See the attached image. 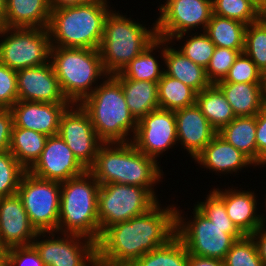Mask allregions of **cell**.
<instances>
[{"label": "cell", "mask_w": 266, "mask_h": 266, "mask_svg": "<svg viewBox=\"0 0 266 266\" xmlns=\"http://www.w3.org/2000/svg\"><path fill=\"white\" fill-rule=\"evenodd\" d=\"M266 15V0H251Z\"/></svg>", "instance_id": "f907efd6"}, {"label": "cell", "mask_w": 266, "mask_h": 266, "mask_svg": "<svg viewBox=\"0 0 266 266\" xmlns=\"http://www.w3.org/2000/svg\"><path fill=\"white\" fill-rule=\"evenodd\" d=\"M112 4L109 0H52V8L72 7L80 4Z\"/></svg>", "instance_id": "7dc6e473"}, {"label": "cell", "mask_w": 266, "mask_h": 266, "mask_svg": "<svg viewBox=\"0 0 266 266\" xmlns=\"http://www.w3.org/2000/svg\"><path fill=\"white\" fill-rule=\"evenodd\" d=\"M207 193L206 197L205 195L203 197L205 200H198L193 205L211 220L213 224L219 226H236L227 215L224 201L212 189Z\"/></svg>", "instance_id": "60d3db41"}, {"label": "cell", "mask_w": 266, "mask_h": 266, "mask_svg": "<svg viewBox=\"0 0 266 266\" xmlns=\"http://www.w3.org/2000/svg\"><path fill=\"white\" fill-rule=\"evenodd\" d=\"M8 266H45L36 248L31 245L6 250Z\"/></svg>", "instance_id": "7bdbcfd3"}, {"label": "cell", "mask_w": 266, "mask_h": 266, "mask_svg": "<svg viewBox=\"0 0 266 266\" xmlns=\"http://www.w3.org/2000/svg\"><path fill=\"white\" fill-rule=\"evenodd\" d=\"M203 171L220 176H236L244 168L256 165L241 151L229 144L218 133L211 142L192 160ZM222 174V175H221ZM232 174V175H231Z\"/></svg>", "instance_id": "ffe728a7"}, {"label": "cell", "mask_w": 266, "mask_h": 266, "mask_svg": "<svg viewBox=\"0 0 266 266\" xmlns=\"http://www.w3.org/2000/svg\"><path fill=\"white\" fill-rule=\"evenodd\" d=\"M36 177L64 182L80 176L87 169L76 159L65 141L59 136H49L39 159L28 170Z\"/></svg>", "instance_id": "2e32d148"}, {"label": "cell", "mask_w": 266, "mask_h": 266, "mask_svg": "<svg viewBox=\"0 0 266 266\" xmlns=\"http://www.w3.org/2000/svg\"><path fill=\"white\" fill-rule=\"evenodd\" d=\"M160 163L161 160L140 152L132 142L103 143L88 171L100 185L141 186L159 199L157 185L163 182L165 175Z\"/></svg>", "instance_id": "7a4b0ae2"}, {"label": "cell", "mask_w": 266, "mask_h": 266, "mask_svg": "<svg viewBox=\"0 0 266 266\" xmlns=\"http://www.w3.org/2000/svg\"><path fill=\"white\" fill-rule=\"evenodd\" d=\"M257 167H266V105L256 114Z\"/></svg>", "instance_id": "ee69618b"}, {"label": "cell", "mask_w": 266, "mask_h": 266, "mask_svg": "<svg viewBox=\"0 0 266 266\" xmlns=\"http://www.w3.org/2000/svg\"><path fill=\"white\" fill-rule=\"evenodd\" d=\"M244 50H233L225 47H215L214 53L206 68V75L211 84H216L227 75L235 59Z\"/></svg>", "instance_id": "f35d334b"}, {"label": "cell", "mask_w": 266, "mask_h": 266, "mask_svg": "<svg viewBox=\"0 0 266 266\" xmlns=\"http://www.w3.org/2000/svg\"><path fill=\"white\" fill-rule=\"evenodd\" d=\"M251 237L255 241L259 257L261 258L263 265L266 266V228L259 227Z\"/></svg>", "instance_id": "bcb514c9"}, {"label": "cell", "mask_w": 266, "mask_h": 266, "mask_svg": "<svg viewBox=\"0 0 266 266\" xmlns=\"http://www.w3.org/2000/svg\"><path fill=\"white\" fill-rule=\"evenodd\" d=\"M115 8L116 6L106 17L99 48L102 64L108 75L120 73L133 58L157 39L156 20L149 27L145 21L141 24L139 19L128 17Z\"/></svg>", "instance_id": "277c9868"}, {"label": "cell", "mask_w": 266, "mask_h": 266, "mask_svg": "<svg viewBox=\"0 0 266 266\" xmlns=\"http://www.w3.org/2000/svg\"><path fill=\"white\" fill-rule=\"evenodd\" d=\"M176 204L161 200L147 213L108 227L97 242V260L127 266L165 245L176 233Z\"/></svg>", "instance_id": "6da1fadb"}, {"label": "cell", "mask_w": 266, "mask_h": 266, "mask_svg": "<svg viewBox=\"0 0 266 266\" xmlns=\"http://www.w3.org/2000/svg\"><path fill=\"white\" fill-rule=\"evenodd\" d=\"M58 135L87 170L93 165L98 150L104 143L80 104H71L62 114Z\"/></svg>", "instance_id": "9a60e30c"}, {"label": "cell", "mask_w": 266, "mask_h": 266, "mask_svg": "<svg viewBox=\"0 0 266 266\" xmlns=\"http://www.w3.org/2000/svg\"><path fill=\"white\" fill-rule=\"evenodd\" d=\"M45 266H92L97 243L75 234L39 232L32 242Z\"/></svg>", "instance_id": "7c38bea8"}, {"label": "cell", "mask_w": 266, "mask_h": 266, "mask_svg": "<svg viewBox=\"0 0 266 266\" xmlns=\"http://www.w3.org/2000/svg\"><path fill=\"white\" fill-rule=\"evenodd\" d=\"M196 92L178 79L163 74L158 81V101L161 109L176 111L196 103Z\"/></svg>", "instance_id": "d6a6232c"}, {"label": "cell", "mask_w": 266, "mask_h": 266, "mask_svg": "<svg viewBox=\"0 0 266 266\" xmlns=\"http://www.w3.org/2000/svg\"><path fill=\"white\" fill-rule=\"evenodd\" d=\"M71 103H42L18 100L10 109L13 127H21L49 136L58 135L60 119Z\"/></svg>", "instance_id": "7402d4cb"}, {"label": "cell", "mask_w": 266, "mask_h": 266, "mask_svg": "<svg viewBox=\"0 0 266 266\" xmlns=\"http://www.w3.org/2000/svg\"><path fill=\"white\" fill-rule=\"evenodd\" d=\"M26 171L10 151L0 152V198L17 193Z\"/></svg>", "instance_id": "8d00e7d4"}, {"label": "cell", "mask_w": 266, "mask_h": 266, "mask_svg": "<svg viewBox=\"0 0 266 266\" xmlns=\"http://www.w3.org/2000/svg\"><path fill=\"white\" fill-rule=\"evenodd\" d=\"M122 86L127 107L138 121L149 112L160 108L158 101V82L136 81L115 78Z\"/></svg>", "instance_id": "4316f807"}, {"label": "cell", "mask_w": 266, "mask_h": 266, "mask_svg": "<svg viewBox=\"0 0 266 266\" xmlns=\"http://www.w3.org/2000/svg\"><path fill=\"white\" fill-rule=\"evenodd\" d=\"M159 52L157 55L156 53ZM156 56V57H155ZM160 59L158 60V58ZM164 74V40L157 38L141 54L133 58L114 78L158 82Z\"/></svg>", "instance_id": "d4e9b609"}, {"label": "cell", "mask_w": 266, "mask_h": 266, "mask_svg": "<svg viewBox=\"0 0 266 266\" xmlns=\"http://www.w3.org/2000/svg\"><path fill=\"white\" fill-rule=\"evenodd\" d=\"M189 252L175 235L165 245L130 262L127 266H187Z\"/></svg>", "instance_id": "1f68e13d"}, {"label": "cell", "mask_w": 266, "mask_h": 266, "mask_svg": "<svg viewBox=\"0 0 266 266\" xmlns=\"http://www.w3.org/2000/svg\"><path fill=\"white\" fill-rule=\"evenodd\" d=\"M13 125L11 109L0 108V152L9 151Z\"/></svg>", "instance_id": "f6af8a7d"}, {"label": "cell", "mask_w": 266, "mask_h": 266, "mask_svg": "<svg viewBox=\"0 0 266 266\" xmlns=\"http://www.w3.org/2000/svg\"><path fill=\"white\" fill-rule=\"evenodd\" d=\"M160 199L147 188L118 183L100 185L98 220L101 234L110 226L147 213Z\"/></svg>", "instance_id": "9c48e42d"}, {"label": "cell", "mask_w": 266, "mask_h": 266, "mask_svg": "<svg viewBox=\"0 0 266 266\" xmlns=\"http://www.w3.org/2000/svg\"><path fill=\"white\" fill-rule=\"evenodd\" d=\"M175 112L178 147L193 160L218 133L195 103ZM180 144V145H179Z\"/></svg>", "instance_id": "44dd1931"}, {"label": "cell", "mask_w": 266, "mask_h": 266, "mask_svg": "<svg viewBox=\"0 0 266 266\" xmlns=\"http://www.w3.org/2000/svg\"><path fill=\"white\" fill-rule=\"evenodd\" d=\"M6 0H0V28L4 27Z\"/></svg>", "instance_id": "681fc988"}, {"label": "cell", "mask_w": 266, "mask_h": 266, "mask_svg": "<svg viewBox=\"0 0 266 266\" xmlns=\"http://www.w3.org/2000/svg\"><path fill=\"white\" fill-rule=\"evenodd\" d=\"M233 186L223 189L217 185L211 189L224 201L227 215L237 228L244 235H251L261 227V198L255 193L256 188L243 190V187Z\"/></svg>", "instance_id": "d6986e66"}, {"label": "cell", "mask_w": 266, "mask_h": 266, "mask_svg": "<svg viewBox=\"0 0 266 266\" xmlns=\"http://www.w3.org/2000/svg\"><path fill=\"white\" fill-rule=\"evenodd\" d=\"M92 266H107V265L97 260Z\"/></svg>", "instance_id": "11a10c76"}, {"label": "cell", "mask_w": 266, "mask_h": 266, "mask_svg": "<svg viewBox=\"0 0 266 266\" xmlns=\"http://www.w3.org/2000/svg\"><path fill=\"white\" fill-rule=\"evenodd\" d=\"M218 134L246 155L257 167L256 115L236 116Z\"/></svg>", "instance_id": "83f0119b"}, {"label": "cell", "mask_w": 266, "mask_h": 266, "mask_svg": "<svg viewBox=\"0 0 266 266\" xmlns=\"http://www.w3.org/2000/svg\"><path fill=\"white\" fill-rule=\"evenodd\" d=\"M159 2L156 18L157 38L204 31L213 14L212 0H164ZM161 4V5H160ZM201 29V30H200Z\"/></svg>", "instance_id": "4fadbf2b"}, {"label": "cell", "mask_w": 266, "mask_h": 266, "mask_svg": "<svg viewBox=\"0 0 266 266\" xmlns=\"http://www.w3.org/2000/svg\"><path fill=\"white\" fill-rule=\"evenodd\" d=\"M18 99L42 103H70L63 95L51 62L16 71Z\"/></svg>", "instance_id": "e0dca14e"}, {"label": "cell", "mask_w": 266, "mask_h": 266, "mask_svg": "<svg viewBox=\"0 0 266 266\" xmlns=\"http://www.w3.org/2000/svg\"><path fill=\"white\" fill-rule=\"evenodd\" d=\"M170 41L177 46L179 45L176 48L187 58L205 69L209 65L216 47L204 31L184 33L173 37ZM175 41L181 45L175 43Z\"/></svg>", "instance_id": "836d02e7"}, {"label": "cell", "mask_w": 266, "mask_h": 266, "mask_svg": "<svg viewBox=\"0 0 266 266\" xmlns=\"http://www.w3.org/2000/svg\"><path fill=\"white\" fill-rule=\"evenodd\" d=\"M244 53L261 71L266 68V15L247 25Z\"/></svg>", "instance_id": "e575fe53"}, {"label": "cell", "mask_w": 266, "mask_h": 266, "mask_svg": "<svg viewBox=\"0 0 266 266\" xmlns=\"http://www.w3.org/2000/svg\"><path fill=\"white\" fill-rule=\"evenodd\" d=\"M196 104L217 132L236 117L224 93L216 84L197 93Z\"/></svg>", "instance_id": "f1b7e54d"}, {"label": "cell", "mask_w": 266, "mask_h": 266, "mask_svg": "<svg viewBox=\"0 0 266 266\" xmlns=\"http://www.w3.org/2000/svg\"><path fill=\"white\" fill-rule=\"evenodd\" d=\"M265 192H266V190H265ZM264 197H265V199H264ZM264 197H263V200H264V202L261 204L262 206V208H264L265 207V209H263L264 211V213H261V227H264V228H266V215H265V213H266V194L264 195ZM265 203V205H264V207H263V204Z\"/></svg>", "instance_id": "816d5d0a"}, {"label": "cell", "mask_w": 266, "mask_h": 266, "mask_svg": "<svg viewBox=\"0 0 266 266\" xmlns=\"http://www.w3.org/2000/svg\"><path fill=\"white\" fill-rule=\"evenodd\" d=\"M0 266H8V258H7V252L4 250L0 254Z\"/></svg>", "instance_id": "db71d44e"}, {"label": "cell", "mask_w": 266, "mask_h": 266, "mask_svg": "<svg viewBox=\"0 0 266 266\" xmlns=\"http://www.w3.org/2000/svg\"><path fill=\"white\" fill-rule=\"evenodd\" d=\"M218 82L261 83V70L243 52L235 59L225 78Z\"/></svg>", "instance_id": "ab89813d"}, {"label": "cell", "mask_w": 266, "mask_h": 266, "mask_svg": "<svg viewBox=\"0 0 266 266\" xmlns=\"http://www.w3.org/2000/svg\"><path fill=\"white\" fill-rule=\"evenodd\" d=\"M223 262L224 266H264L251 235L237 239Z\"/></svg>", "instance_id": "74e56055"}, {"label": "cell", "mask_w": 266, "mask_h": 266, "mask_svg": "<svg viewBox=\"0 0 266 266\" xmlns=\"http://www.w3.org/2000/svg\"><path fill=\"white\" fill-rule=\"evenodd\" d=\"M50 62L71 104H80L108 76L99 49L52 47Z\"/></svg>", "instance_id": "52a82bcc"}, {"label": "cell", "mask_w": 266, "mask_h": 266, "mask_svg": "<svg viewBox=\"0 0 266 266\" xmlns=\"http://www.w3.org/2000/svg\"><path fill=\"white\" fill-rule=\"evenodd\" d=\"M4 251V249L0 245V254Z\"/></svg>", "instance_id": "9f6ffc18"}, {"label": "cell", "mask_w": 266, "mask_h": 266, "mask_svg": "<svg viewBox=\"0 0 266 266\" xmlns=\"http://www.w3.org/2000/svg\"><path fill=\"white\" fill-rule=\"evenodd\" d=\"M171 41L164 40V74L178 79L196 93L211 85L206 69L192 62Z\"/></svg>", "instance_id": "603a6c76"}, {"label": "cell", "mask_w": 266, "mask_h": 266, "mask_svg": "<svg viewBox=\"0 0 266 266\" xmlns=\"http://www.w3.org/2000/svg\"><path fill=\"white\" fill-rule=\"evenodd\" d=\"M213 14L240 21L246 25L263 14L251 0H212Z\"/></svg>", "instance_id": "d590c367"}, {"label": "cell", "mask_w": 266, "mask_h": 266, "mask_svg": "<svg viewBox=\"0 0 266 266\" xmlns=\"http://www.w3.org/2000/svg\"><path fill=\"white\" fill-rule=\"evenodd\" d=\"M99 182L87 170L61 182L60 211L57 232L100 239L98 220Z\"/></svg>", "instance_id": "8992f818"}, {"label": "cell", "mask_w": 266, "mask_h": 266, "mask_svg": "<svg viewBox=\"0 0 266 266\" xmlns=\"http://www.w3.org/2000/svg\"><path fill=\"white\" fill-rule=\"evenodd\" d=\"M176 204L175 233L189 254L224 261L234 242L244 236L237 226L213 224L194 205L193 217L192 215L188 217V213L185 214L178 203Z\"/></svg>", "instance_id": "ba28073f"}, {"label": "cell", "mask_w": 266, "mask_h": 266, "mask_svg": "<svg viewBox=\"0 0 266 266\" xmlns=\"http://www.w3.org/2000/svg\"><path fill=\"white\" fill-rule=\"evenodd\" d=\"M38 233L17 193L0 198V245L4 250L31 245Z\"/></svg>", "instance_id": "ac0fdd59"}, {"label": "cell", "mask_w": 266, "mask_h": 266, "mask_svg": "<svg viewBox=\"0 0 266 266\" xmlns=\"http://www.w3.org/2000/svg\"><path fill=\"white\" fill-rule=\"evenodd\" d=\"M235 116H255L266 105L261 83L217 82Z\"/></svg>", "instance_id": "484cf974"}, {"label": "cell", "mask_w": 266, "mask_h": 266, "mask_svg": "<svg viewBox=\"0 0 266 266\" xmlns=\"http://www.w3.org/2000/svg\"><path fill=\"white\" fill-rule=\"evenodd\" d=\"M246 28L240 21L212 14L204 32L216 47L244 50Z\"/></svg>", "instance_id": "4dcf8cb0"}, {"label": "cell", "mask_w": 266, "mask_h": 266, "mask_svg": "<svg viewBox=\"0 0 266 266\" xmlns=\"http://www.w3.org/2000/svg\"><path fill=\"white\" fill-rule=\"evenodd\" d=\"M261 86L264 96L266 98V68L261 71Z\"/></svg>", "instance_id": "f5cc1de1"}, {"label": "cell", "mask_w": 266, "mask_h": 266, "mask_svg": "<svg viewBox=\"0 0 266 266\" xmlns=\"http://www.w3.org/2000/svg\"><path fill=\"white\" fill-rule=\"evenodd\" d=\"M111 4L51 8L48 32L52 47L99 49Z\"/></svg>", "instance_id": "5b68a950"}, {"label": "cell", "mask_w": 266, "mask_h": 266, "mask_svg": "<svg viewBox=\"0 0 266 266\" xmlns=\"http://www.w3.org/2000/svg\"><path fill=\"white\" fill-rule=\"evenodd\" d=\"M131 142L146 156L157 161L164 157L163 154L178 147L175 112L158 108L143 116Z\"/></svg>", "instance_id": "5bb4252c"}, {"label": "cell", "mask_w": 266, "mask_h": 266, "mask_svg": "<svg viewBox=\"0 0 266 266\" xmlns=\"http://www.w3.org/2000/svg\"><path fill=\"white\" fill-rule=\"evenodd\" d=\"M52 0H6L4 27L48 28Z\"/></svg>", "instance_id": "cb8c5ba5"}, {"label": "cell", "mask_w": 266, "mask_h": 266, "mask_svg": "<svg viewBox=\"0 0 266 266\" xmlns=\"http://www.w3.org/2000/svg\"><path fill=\"white\" fill-rule=\"evenodd\" d=\"M80 106L104 143L131 142L138 121L131 114L121 84L108 75Z\"/></svg>", "instance_id": "3957f363"}, {"label": "cell", "mask_w": 266, "mask_h": 266, "mask_svg": "<svg viewBox=\"0 0 266 266\" xmlns=\"http://www.w3.org/2000/svg\"><path fill=\"white\" fill-rule=\"evenodd\" d=\"M51 48L47 28H0V62L10 69L49 63Z\"/></svg>", "instance_id": "30bf717a"}, {"label": "cell", "mask_w": 266, "mask_h": 266, "mask_svg": "<svg viewBox=\"0 0 266 266\" xmlns=\"http://www.w3.org/2000/svg\"><path fill=\"white\" fill-rule=\"evenodd\" d=\"M18 100L16 70L0 62V108L10 109Z\"/></svg>", "instance_id": "b9f144b4"}, {"label": "cell", "mask_w": 266, "mask_h": 266, "mask_svg": "<svg viewBox=\"0 0 266 266\" xmlns=\"http://www.w3.org/2000/svg\"><path fill=\"white\" fill-rule=\"evenodd\" d=\"M48 136L34 130L13 127L10 153L28 171L39 159Z\"/></svg>", "instance_id": "f546056e"}, {"label": "cell", "mask_w": 266, "mask_h": 266, "mask_svg": "<svg viewBox=\"0 0 266 266\" xmlns=\"http://www.w3.org/2000/svg\"><path fill=\"white\" fill-rule=\"evenodd\" d=\"M17 194L22 199L31 224L38 232L57 231L61 182L42 179L26 171Z\"/></svg>", "instance_id": "8fae6325"}, {"label": "cell", "mask_w": 266, "mask_h": 266, "mask_svg": "<svg viewBox=\"0 0 266 266\" xmlns=\"http://www.w3.org/2000/svg\"><path fill=\"white\" fill-rule=\"evenodd\" d=\"M187 266H224V262L219 259L189 254Z\"/></svg>", "instance_id": "c3c4849f"}]
</instances>
